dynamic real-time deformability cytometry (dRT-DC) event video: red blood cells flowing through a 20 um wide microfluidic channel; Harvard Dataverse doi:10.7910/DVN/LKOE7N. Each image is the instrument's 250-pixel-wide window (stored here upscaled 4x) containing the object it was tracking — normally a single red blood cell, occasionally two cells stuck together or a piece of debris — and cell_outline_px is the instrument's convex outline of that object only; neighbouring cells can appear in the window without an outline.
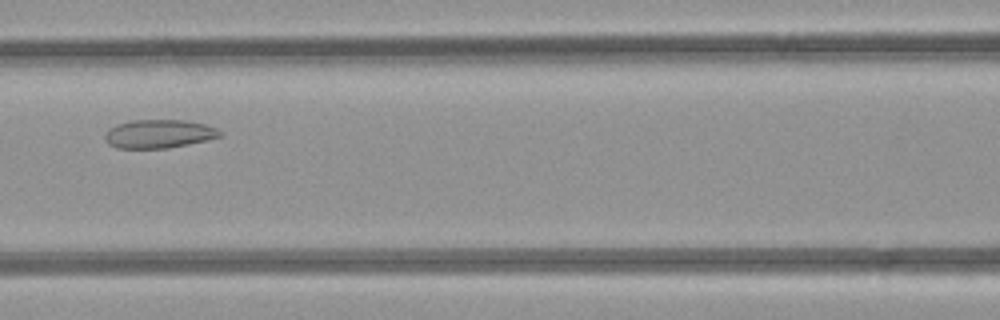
{"species": "common noctule bat (a hibernating species)", "species_latin": "Nyctalus noctula", "temperature_condition": "room temperature", "stored_images_in_passage": 32, "camera_frame_rate_fps": 3000, "um_per_image_px": 0.085, "animal": {"sex": "female", "body_mass_g": 21.9}, "frame": {"image": 1, "passage_image": 9, "time_ms": 2.667, "image_size_px": [1000, 320], "cell_outline_px": [[224, 136], [208, 140], [168, 148], [116, 148], [108, 144], [104, 136], [104, 132], [108, 128], [132, 120], [184, 120], [204, 124], [216, 128], [224, 132]], "centroid_in_image_um": [13.53, 11.38], "position_along_channel_um": 153.1, "area_um2": 19.25}}
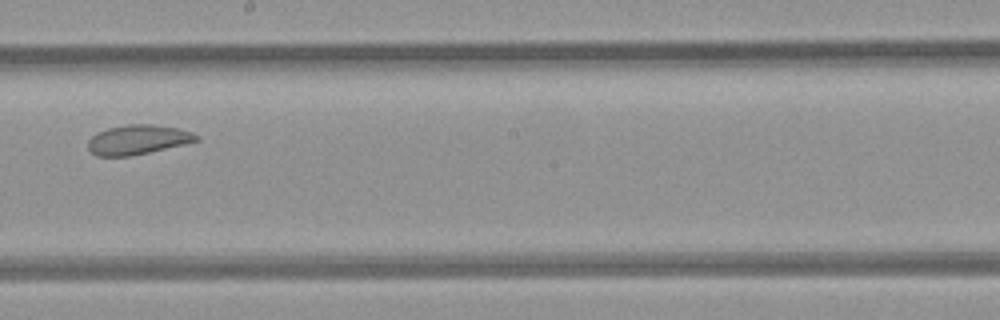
{"frame": {"image": 2, "passage_image": 15, "time_ms": 4.667, "image_size_px": [1000, 320], "cell_outline_px": [[200, 140], [184, 144], [132, 156], [96, 156], [88, 148], [88, 140], [96, 132], [108, 128], [128, 124], [152, 124], [180, 128], [192, 132], [200, 136]], "centroid_in_image_um": [11.73, 11.86], "position_along_channel_um": 236.5, "area_um2": 18.79}}
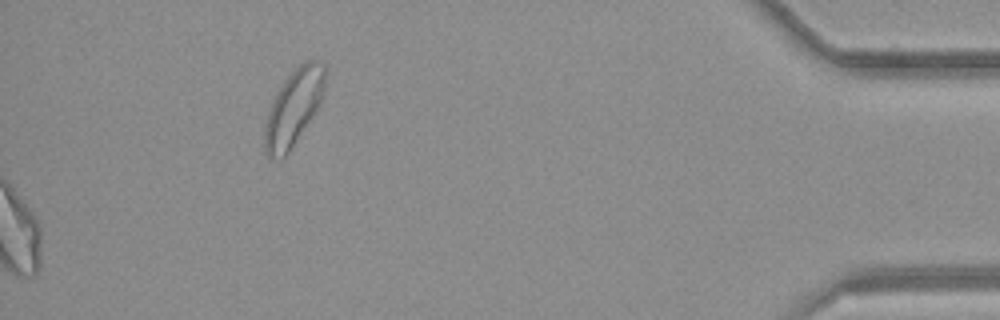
{"frame": {"image": 3, "passage_image": 32, "time_ms": 10.333, "image_size_px": [1000, 320], "cell_outline_px": [[324, 92], [320, 104], [316, 112], [288, 152], [280, 160], [268, 156], [264, 148], [264, 128], [268, 108], [276, 92], [284, 80], [304, 60], [316, 60], [324, 64]], "centroid_in_image_um": [24.94, 9.15], "position_along_channel_um": 410.3, "area_um2": 26.7}, "authors_computed_cell_mechanics": {"area_um2": 19.9988, "velocity_mm_per_s": 4.1766, "shape_relaxation_time_tau1_ms": null, "shape_relaxation_time_tau2_ms": 1.9967, "deformation_change_tau1": null, "deformation_change_tau2": 0.0679}}